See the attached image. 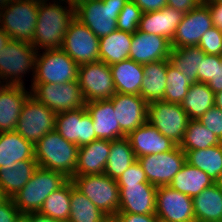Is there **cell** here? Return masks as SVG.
Here are the masks:
<instances>
[{"mask_svg": "<svg viewBox=\"0 0 222 222\" xmlns=\"http://www.w3.org/2000/svg\"><path fill=\"white\" fill-rule=\"evenodd\" d=\"M47 1H39L38 18L31 43L37 52L41 49L61 48L64 35L75 17L73 1L56 0L57 2L54 1L53 4L51 2L47 4ZM60 1L68 3V6H62Z\"/></svg>", "mask_w": 222, "mask_h": 222, "instance_id": "obj_1", "label": "cell"}, {"mask_svg": "<svg viewBox=\"0 0 222 222\" xmlns=\"http://www.w3.org/2000/svg\"><path fill=\"white\" fill-rule=\"evenodd\" d=\"M34 148L38 167L61 172L69 179L74 176L79 148L75 143L54 130L43 136Z\"/></svg>", "mask_w": 222, "mask_h": 222, "instance_id": "obj_2", "label": "cell"}, {"mask_svg": "<svg viewBox=\"0 0 222 222\" xmlns=\"http://www.w3.org/2000/svg\"><path fill=\"white\" fill-rule=\"evenodd\" d=\"M68 180L69 178L61 172L38 167L30 180L12 199L20 213L39 212L45 199Z\"/></svg>", "mask_w": 222, "mask_h": 222, "instance_id": "obj_3", "label": "cell"}, {"mask_svg": "<svg viewBox=\"0 0 222 222\" xmlns=\"http://www.w3.org/2000/svg\"><path fill=\"white\" fill-rule=\"evenodd\" d=\"M128 0H76L75 18L86 25L98 38L117 29L118 15Z\"/></svg>", "mask_w": 222, "mask_h": 222, "instance_id": "obj_4", "label": "cell"}, {"mask_svg": "<svg viewBox=\"0 0 222 222\" xmlns=\"http://www.w3.org/2000/svg\"><path fill=\"white\" fill-rule=\"evenodd\" d=\"M38 0H11L0 9V27L10 39L32 43L38 18Z\"/></svg>", "mask_w": 222, "mask_h": 222, "instance_id": "obj_5", "label": "cell"}, {"mask_svg": "<svg viewBox=\"0 0 222 222\" xmlns=\"http://www.w3.org/2000/svg\"><path fill=\"white\" fill-rule=\"evenodd\" d=\"M36 53L32 44L10 39L0 51V78L3 83L25 87L22 78L31 70L35 73Z\"/></svg>", "mask_w": 222, "mask_h": 222, "instance_id": "obj_6", "label": "cell"}, {"mask_svg": "<svg viewBox=\"0 0 222 222\" xmlns=\"http://www.w3.org/2000/svg\"><path fill=\"white\" fill-rule=\"evenodd\" d=\"M44 51L36 53L33 83L63 84L78 80L79 65L62 48Z\"/></svg>", "mask_w": 222, "mask_h": 222, "instance_id": "obj_7", "label": "cell"}, {"mask_svg": "<svg viewBox=\"0 0 222 222\" xmlns=\"http://www.w3.org/2000/svg\"><path fill=\"white\" fill-rule=\"evenodd\" d=\"M71 180L98 209L108 216L118 213L119 186L115 179L106 174L73 176Z\"/></svg>", "mask_w": 222, "mask_h": 222, "instance_id": "obj_8", "label": "cell"}, {"mask_svg": "<svg viewBox=\"0 0 222 222\" xmlns=\"http://www.w3.org/2000/svg\"><path fill=\"white\" fill-rule=\"evenodd\" d=\"M31 95L56 114L85 106V99L78 81L63 84L31 83Z\"/></svg>", "mask_w": 222, "mask_h": 222, "instance_id": "obj_9", "label": "cell"}, {"mask_svg": "<svg viewBox=\"0 0 222 222\" xmlns=\"http://www.w3.org/2000/svg\"><path fill=\"white\" fill-rule=\"evenodd\" d=\"M56 113L30 95L23 104L16 131L34 145L55 130Z\"/></svg>", "mask_w": 222, "mask_h": 222, "instance_id": "obj_10", "label": "cell"}, {"mask_svg": "<svg viewBox=\"0 0 222 222\" xmlns=\"http://www.w3.org/2000/svg\"><path fill=\"white\" fill-rule=\"evenodd\" d=\"M147 121L161 134L179 145L190 119L181 104L161 100L148 103Z\"/></svg>", "mask_w": 222, "mask_h": 222, "instance_id": "obj_11", "label": "cell"}, {"mask_svg": "<svg viewBox=\"0 0 222 222\" xmlns=\"http://www.w3.org/2000/svg\"><path fill=\"white\" fill-rule=\"evenodd\" d=\"M77 81L86 102L109 100L116 93L110 66L105 62L79 65Z\"/></svg>", "mask_w": 222, "mask_h": 222, "instance_id": "obj_12", "label": "cell"}, {"mask_svg": "<svg viewBox=\"0 0 222 222\" xmlns=\"http://www.w3.org/2000/svg\"><path fill=\"white\" fill-rule=\"evenodd\" d=\"M137 160L146 174L148 183L156 187L168 186L186 163V154L177 145L171 151L144 155Z\"/></svg>", "mask_w": 222, "mask_h": 222, "instance_id": "obj_13", "label": "cell"}, {"mask_svg": "<svg viewBox=\"0 0 222 222\" xmlns=\"http://www.w3.org/2000/svg\"><path fill=\"white\" fill-rule=\"evenodd\" d=\"M99 38L78 19L70 22L62 49L78 64L100 61Z\"/></svg>", "mask_w": 222, "mask_h": 222, "instance_id": "obj_14", "label": "cell"}, {"mask_svg": "<svg viewBox=\"0 0 222 222\" xmlns=\"http://www.w3.org/2000/svg\"><path fill=\"white\" fill-rule=\"evenodd\" d=\"M55 130L67 141L75 143L78 147L98 140L93 119L85 106L56 114Z\"/></svg>", "mask_w": 222, "mask_h": 222, "instance_id": "obj_15", "label": "cell"}, {"mask_svg": "<svg viewBox=\"0 0 222 222\" xmlns=\"http://www.w3.org/2000/svg\"><path fill=\"white\" fill-rule=\"evenodd\" d=\"M155 214L159 222H196L192 197L170 186L157 187Z\"/></svg>", "mask_w": 222, "mask_h": 222, "instance_id": "obj_16", "label": "cell"}, {"mask_svg": "<svg viewBox=\"0 0 222 222\" xmlns=\"http://www.w3.org/2000/svg\"><path fill=\"white\" fill-rule=\"evenodd\" d=\"M213 26L209 7L202 2L198 7L184 15L176 28L171 47L198 46L202 35Z\"/></svg>", "mask_w": 222, "mask_h": 222, "instance_id": "obj_17", "label": "cell"}, {"mask_svg": "<svg viewBox=\"0 0 222 222\" xmlns=\"http://www.w3.org/2000/svg\"><path fill=\"white\" fill-rule=\"evenodd\" d=\"M118 213L156 215L157 187L151 183L118 184Z\"/></svg>", "mask_w": 222, "mask_h": 222, "instance_id": "obj_18", "label": "cell"}, {"mask_svg": "<svg viewBox=\"0 0 222 222\" xmlns=\"http://www.w3.org/2000/svg\"><path fill=\"white\" fill-rule=\"evenodd\" d=\"M110 100L120 129L126 136L147 121L148 103L140 95L115 93Z\"/></svg>", "mask_w": 222, "mask_h": 222, "instance_id": "obj_19", "label": "cell"}, {"mask_svg": "<svg viewBox=\"0 0 222 222\" xmlns=\"http://www.w3.org/2000/svg\"><path fill=\"white\" fill-rule=\"evenodd\" d=\"M171 49V42L167 38L137 30L132 36L129 59L144 65L169 59Z\"/></svg>", "mask_w": 222, "mask_h": 222, "instance_id": "obj_20", "label": "cell"}, {"mask_svg": "<svg viewBox=\"0 0 222 222\" xmlns=\"http://www.w3.org/2000/svg\"><path fill=\"white\" fill-rule=\"evenodd\" d=\"M127 138L136 158L171 151L177 146L176 143L161 134L148 121L133 130Z\"/></svg>", "mask_w": 222, "mask_h": 222, "instance_id": "obj_21", "label": "cell"}, {"mask_svg": "<svg viewBox=\"0 0 222 222\" xmlns=\"http://www.w3.org/2000/svg\"><path fill=\"white\" fill-rule=\"evenodd\" d=\"M85 107L93 119L97 139L112 141L127 137L120 129L110 99L86 102Z\"/></svg>", "mask_w": 222, "mask_h": 222, "instance_id": "obj_22", "label": "cell"}, {"mask_svg": "<svg viewBox=\"0 0 222 222\" xmlns=\"http://www.w3.org/2000/svg\"><path fill=\"white\" fill-rule=\"evenodd\" d=\"M31 92L25 87L4 85L0 90V133L16 131L23 104Z\"/></svg>", "mask_w": 222, "mask_h": 222, "instance_id": "obj_23", "label": "cell"}, {"mask_svg": "<svg viewBox=\"0 0 222 222\" xmlns=\"http://www.w3.org/2000/svg\"><path fill=\"white\" fill-rule=\"evenodd\" d=\"M184 15L181 11L169 6L161 10L142 13L138 31L163 36L171 42Z\"/></svg>", "mask_w": 222, "mask_h": 222, "instance_id": "obj_24", "label": "cell"}, {"mask_svg": "<svg viewBox=\"0 0 222 222\" xmlns=\"http://www.w3.org/2000/svg\"><path fill=\"white\" fill-rule=\"evenodd\" d=\"M111 150L110 140H95L78 148L74 176L104 174Z\"/></svg>", "mask_w": 222, "mask_h": 222, "instance_id": "obj_25", "label": "cell"}, {"mask_svg": "<svg viewBox=\"0 0 222 222\" xmlns=\"http://www.w3.org/2000/svg\"><path fill=\"white\" fill-rule=\"evenodd\" d=\"M24 160H35L34 144L17 131L0 133V167L12 168L13 164Z\"/></svg>", "mask_w": 222, "mask_h": 222, "instance_id": "obj_26", "label": "cell"}, {"mask_svg": "<svg viewBox=\"0 0 222 222\" xmlns=\"http://www.w3.org/2000/svg\"><path fill=\"white\" fill-rule=\"evenodd\" d=\"M116 93L140 95L143 65L132 59L110 65Z\"/></svg>", "mask_w": 222, "mask_h": 222, "instance_id": "obj_27", "label": "cell"}, {"mask_svg": "<svg viewBox=\"0 0 222 222\" xmlns=\"http://www.w3.org/2000/svg\"><path fill=\"white\" fill-rule=\"evenodd\" d=\"M196 222H222V189L215 183L192 197Z\"/></svg>", "mask_w": 222, "mask_h": 222, "instance_id": "obj_28", "label": "cell"}, {"mask_svg": "<svg viewBox=\"0 0 222 222\" xmlns=\"http://www.w3.org/2000/svg\"><path fill=\"white\" fill-rule=\"evenodd\" d=\"M169 59L143 65L144 77L140 96L147 102L161 101L166 88V71Z\"/></svg>", "mask_w": 222, "mask_h": 222, "instance_id": "obj_29", "label": "cell"}, {"mask_svg": "<svg viewBox=\"0 0 222 222\" xmlns=\"http://www.w3.org/2000/svg\"><path fill=\"white\" fill-rule=\"evenodd\" d=\"M133 34L116 29L107 36L99 38L100 61L112 65L129 59Z\"/></svg>", "mask_w": 222, "mask_h": 222, "instance_id": "obj_30", "label": "cell"}, {"mask_svg": "<svg viewBox=\"0 0 222 222\" xmlns=\"http://www.w3.org/2000/svg\"><path fill=\"white\" fill-rule=\"evenodd\" d=\"M37 168L36 160L19 161L12 168L0 167V187L4 194L12 198L30 180Z\"/></svg>", "mask_w": 222, "mask_h": 222, "instance_id": "obj_31", "label": "cell"}, {"mask_svg": "<svg viewBox=\"0 0 222 222\" xmlns=\"http://www.w3.org/2000/svg\"><path fill=\"white\" fill-rule=\"evenodd\" d=\"M213 183L214 181L204 171L186 162L168 186L187 196L194 197Z\"/></svg>", "mask_w": 222, "mask_h": 222, "instance_id": "obj_32", "label": "cell"}, {"mask_svg": "<svg viewBox=\"0 0 222 222\" xmlns=\"http://www.w3.org/2000/svg\"><path fill=\"white\" fill-rule=\"evenodd\" d=\"M215 103V94L202 82L192 83L188 93L181 103L182 109L188 114L190 120H198Z\"/></svg>", "mask_w": 222, "mask_h": 222, "instance_id": "obj_33", "label": "cell"}, {"mask_svg": "<svg viewBox=\"0 0 222 222\" xmlns=\"http://www.w3.org/2000/svg\"><path fill=\"white\" fill-rule=\"evenodd\" d=\"M137 158L127 137L111 141V150L104 174L117 180Z\"/></svg>", "mask_w": 222, "mask_h": 222, "instance_id": "obj_34", "label": "cell"}, {"mask_svg": "<svg viewBox=\"0 0 222 222\" xmlns=\"http://www.w3.org/2000/svg\"><path fill=\"white\" fill-rule=\"evenodd\" d=\"M206 54L198 46L172 48L169 56L171 64L191 83L198 82L197 72Z\"/></svg>", "mask_w": 222, "mask_h": 222, "instance_id": "obj_35", "label": "cell"}, {"mask_svg": "<svg viewBox=\"0 0 222 222\" xmlns=\"http://www.w3.org/2000/svg\"><path fill=\"white\" fill-rule=\"evenodd\" d=\"M186 162L204 171L214 182L222 173V143L186 153Z\"/></svg>", "mask_w": 222, "mask_h": 222, "instance_id": "obj_36", "label": "cell"}, {"mask_svg": "<svg viewBox=\"0 0 222 222\" xmlns=\"http://www.w3.org/2000/svg\"><path fill=\"white\" fill-rule=\"evenodd\" d=\"M70 216L68 222H103L107 217L81 191L74 186L71 180Z\"/></svg>", "mask_w": 222, "mask_h": 222, "instance_id": "obj_37", "label": "cell"}, {"mask_svg": "<svg viewBox=\"0 0 222 222\" xmlns=\"http://www.w3.org/2000/svg\"><path fill=\"white\" fill-rule=\"evenodd\" d=\"M222 142L198 120H190L180 144L186 154L191 150L206 149Z\"/></svg>", "mask_w": 222, "mask_h": 222, "instance_id": "obj_38", "label": "cell"}, {"mask_svg": "<svg viewBox=\"0 0 222 222\" xmlns=\"http://www.w3.org/2000/svg\"><path fill=\"white\" fill-rule=\"evenodd\" d=\"M70 196L71 179L45 199L39 213L63 222H68L71 206Z\"/></svg>", "mask_w": 222, "mask_h": 222, "instance_id": "obj_39", "label": "cell"}, {"mask_svg": "<svg viewBox=\"0 0 222 222\" xmlns=\"http://www.w3.org/2000/svg\"><path fill=\"white\" fill-rule=\"evenodd\" d=\"M166 78L163 101L181 104L192 83L188 79H185L182 73L171 62L167 65Z\"/></svg>", "mask_w": 222, "mask_h": 222, "instance_id": "obj_40", "label": "cell"}, {"mask_svg": "<svg viewBox=\"0 0 222 222\" xmlns=\"http://www.w3.org/2000/svg\"><path fill=\"white\" fill-rule=\"evenodd\" d=\"M141 16V9L132 0H128L118 15L117 29L133 34L138 30Z\"/></svg>", "mask_w": 222, "mask_h": 222, "instance_id": "obj_41", "label": "cell"}, {"mask_svg": "<svg viewBox=\"0 0 222 222\" xmlns=\"http://www.w3.org/2000/svg\"><path fill=\"white\" fill-rule=\"evenodd\" d=\"M198 47L207 55L222 56V30L213 26L201 37Z\"/></svg>", "mask_w": 222, "mask_h": 222, "instance_id": "obj_42", "label": "cell"}, {"mask_svg": "<svg viewBox=\"0 0 222 222\" xmlns=\"http://www.w3.org/2000/svg\"><path fill=\"white\" fill-rule=\"evenodd\" d=\"M198 121L209 129L222 142V110L215 105L211 107Z\"/></svg>", "mask_w": 222, "mask_h": 222, "instance_id": "obj_43", "label": "cell"}, {"mask_svg": "<svg viewBox=\"0 0 222 222\" xmlns=\"http://www.w3.org/2000/svg\"><path fill=\"white\" fill-rule=\"evenodd\" d=\"M117 184H137V183H148L146 174L136 160L129 166L127 170L116 180Z\"/></svg>", "mask_w": 222, "mask_h": 222, "instance_id": "obj_44", "label": "cell"}, {"mask_svg": "<svg viewBox=\"0 0 222 222\" xmlns=\"http://www.w3.org/2000/svg\"><path fill=\"white\" fill-rule=\"evenodd\" d=\"M216 55H205L197 72L198 82L207 84L214 77Z\"/></svg>", "mask_w": 222, "mask_h": 222, "instance_id": "obj_45", "label": "cell"}, {"mask_svg": "<svg viewBox=\"0 0 222 222\" xmlns=\"http://www.w3.org/2000/svg\"><path fill=\"white\" fill-rule=\"evenodd\" d=\"M19 214L12 198H8L0 205V222H13Z\"/></svg>", "mask_w": 222, "mask_h": 222, "instance_id": "obj_46", "label": "cell"}, {"mask_svg": "<svg viewBox=\"0 0 222 222\" xmlns=\"http://www.w3.org/2000/svg\"><path fill=\"white\" fill-rule=\"evenodd\" d=\"M119 222H159L156 215L117 213L114 216Z\"/></svg>", "mask_w": 222, "mask_h": 222, "instance_id": "obj_47", "label": "cell"}, {"mask_svg": "<svg viewBox=\"0 0 222 222\" xmlns=\"http://www.w3.org/2000/svg\"><path fill=\"white\" fill-rule=\"evenodd\" d=\"M207 85L214 94L222 91V56L216 55L214 77Z\"/></svg>", "mask_w": 222, "mask_h": 222, "instance_id": "obj_48", "label": "cell"}, {"mask_svg": "<svg viewBox=\"0 0 222 222\" xmlns=\"http://www.w3.org/2000/svg\"><path fill=\"white\" fill-rule=\"evenodd\" d=\"M203 0H167V6L186 14L198 7Z\"/></svg>", "mask_w": 222, "mask_h": 222, "instance_id": "obj_49", "label": "cell"}, {"mask_svg": "<svg viewBox=\"0 0 222 222\" xmlns=\"http://www.w3.org/2000/svg\"><path fill=\"white\" fill-rule=\"evenodd\" d=\"M142 13L161 10L167 6V0H132Z\"/></svg>", "mask_w": 222, "mask_h": 222, "instance_id": "obj_50", "label": "cell"}, {"mask_svg": "<svg viewBox=\"0 0 222 222\" xmlns=\"http://www.w3.org/2000/svg\"><path fill=\"white\" fill-rule=\"evenodd\" d=\"M210 10L213 25L222 30V6L216 0L203 1Z\"/></svg>", "mask_w": 222, "mask_h": 222, "instance_id": "obj_51", "label": "cell"}, {"mask_svg": "<svg viewBox=\"0 0 222 222\" xmlns=\"http://www.w3.org/2000/svg\"><path fill=\"white\" fill-rule=\"evenodd\" d=\"M29 222H63V221L42 215L39 212H31L29 213Z\"/></svg>", "mask_w": 222, "mask_h": 222, "instance_id": "obj_52", "label": "cell"}, {"mask_svg": "<svg viewBox=\"0 0 222 222\" xmlns=\"http://www.w3.org/2000/svg\"><path fill=\"white\" fill-rule=\"evenodd\" d=\"M10 40V37L8 34L4 32V30L0 27V51L6 46L8 41Z\"/></svg>", "mask_w": 222, "mask_h": 222, "instance_id": "obj_53", "label": "cell"}, {"mask_svg": "<svg viewBox=\"0 0 222 222\" xmlns=\"http://www.w3.org/2000/svg\"><path fill=\"white\" fill-rule=\"evenodd\" d=\"M13 222H29V213H20Z\"/></svg>", "mask_w": 222, "mask_h": 222, "instance_id": "obj_54", "label": "cell"}, {"mask_svg": "<svg viewBox=\"0 0 222 222\" xmlns=\"http://www.w3.org/2000/svg\"><path fill=\"white\" fill-rule=\"evenodd\" d=\"M214 105L222 110V91L215 94Z\"/></svg>", "mask_w": 222, "mask_h": 222, "instance_id": "obj_55", "label": "cell"}, {"mask_svg": "<svg viewBox=\"0 0 222 222\" xmlns=\"http://www.w3.org/2000/svg\"><path fill=\"white\" fill-rule=\"evenodd\" d=\"M8 199V197L4 194L2 188L0 187V205L5 202Z\"/></svg>", "mask_w": 222, "mask_h": 222, "instance_id": "obj_56", "label": "cell"}, {"mask_svg": "<svg viewBox=\"0 0 222 222\" xmlns=\"http://www.w3.org/2000/svg\"><path fill=\"white\" fill-rule=\"evenodd\" d=\"M219 188L222 189V173L218 176L217 180L214 182Z\"/></svg>", "mask_w": 222, "mask_h": 222, "instance_id": "obj_57", "label": "cell"}, {"mask_svg": "<svg viewBox=\"0 0 222 222\" xmlns=\"http://www.w3.org/2000/svg\"><path fill=\"white\" fill-rule=\"evenodd\" d=\"M11 0H0V9H3Z\"/></svg>", "mask_w": 222, "mask_h": 222, "instance_id": "obj_58", "label": "cell"}, {"mask_svg": "<svg viewBox=\"0 0 222 222\" xmlns=\"http://www.w3.org/2000/svg\"><path fill=\"white\" fill-rule=\"evenodd\" d=\"M103 222H119V221L114 216H109Z\"/></svg>", "mask_w": 222, "mask_h": 222, "instance_id": "obj_59", "label": "cell"}, {"mask_svg": "<svg viewBox=\"0 0 222 222\" xmlns=\"http://www.w3.org/2000/svg\"><path fill=\"white\" fill-rule=\"evenodd\" d=\"M2 82V83H1ZM5 84L3 83V81H1V78H0V90L1 88L4 86Z\"/></svg>", "mask_w": 222, "mask_h": 222, "instance_id": "obj_60", "label": "cell"}, {"mask_svg": "<svg viewBox=\"0 0 222 222\" xmlns=\"http://www.w3.org/2000/svg\"><path fill=\"white\" fill-rule=\"evenodd\" d=\"M222 6V0H216Z\"/></svg>", "mask_w": 222, "mask_h": 222, "instance_id": "obj_61", "label": "cell"}]
</instances>
